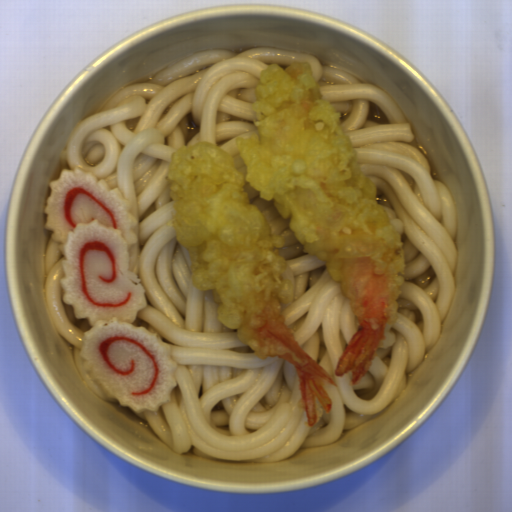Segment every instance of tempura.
I'll use <instances>...</instances> for the list:
<instances>
[{
  "label": "tempura",
  "mask_w": 512,
  "mask_h": 512,
  "mask_svg": "<svg viewBox=\"0 0 512 512\" xmlns=\"http://www.w3.org/2000/svg\"><path fill=\"white\" fill-rule=\"evenodd\" d=\"M251 112L257 129L235 140L247 173L214 143L172 152L164 172L174 209L168 224L189 258L195 292L213 298L220 324L259 360L290 363L299 408L315 425L332 409L326 388L338 384L286 319L294 280L281 254L284 240L250 201L246 183L274 201L303 251L326 262L342 290L360 327L334 374L349 373L354 385L398 320L404 241L312 65L296 60L261 70Z\"/></svg>",
  "instance_id": "1"
}]
</instances>
